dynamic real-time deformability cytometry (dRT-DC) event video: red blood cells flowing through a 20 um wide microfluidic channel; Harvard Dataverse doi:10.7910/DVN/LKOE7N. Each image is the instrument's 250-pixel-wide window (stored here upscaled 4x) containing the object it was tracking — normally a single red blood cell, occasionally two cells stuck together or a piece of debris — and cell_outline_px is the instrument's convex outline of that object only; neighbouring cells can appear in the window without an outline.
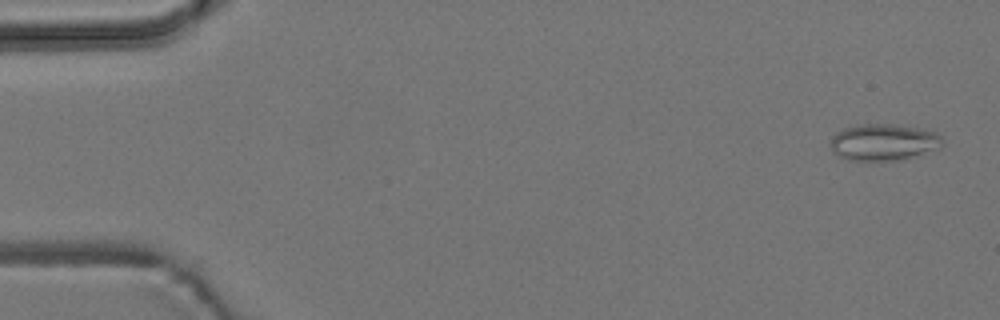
{"species": "common noctule bat (a hibernating species)", "species_latin": "Nyctalus noctula", "temperature_condition": "room temperature", "stored_images_in_passage": 4, "camera_frame_rate_fps": 3000, "um_per_image_px": 0.085, "animal": {"sex": "male", "body_mass_g": 19.2, "forearm_length_mm": 51.8}, "frame": {"image": 1, "passage_image": 1, "time_ms": 0.0, "image_size_px": [1000, 320], "cell_outline_px": [[944, 144], [940, 148], [904, 160], [848, 160], [836, 156], [832, 152], [832, 136], [836, 132], [844, 128], [864, 124], [892, 124], [920, 128], [936, 132], [940, 136]], "centroid_in_image_um": [75.13, 12.1], "position_along_channel_um": 9.9, "area_um2": 24.04}}